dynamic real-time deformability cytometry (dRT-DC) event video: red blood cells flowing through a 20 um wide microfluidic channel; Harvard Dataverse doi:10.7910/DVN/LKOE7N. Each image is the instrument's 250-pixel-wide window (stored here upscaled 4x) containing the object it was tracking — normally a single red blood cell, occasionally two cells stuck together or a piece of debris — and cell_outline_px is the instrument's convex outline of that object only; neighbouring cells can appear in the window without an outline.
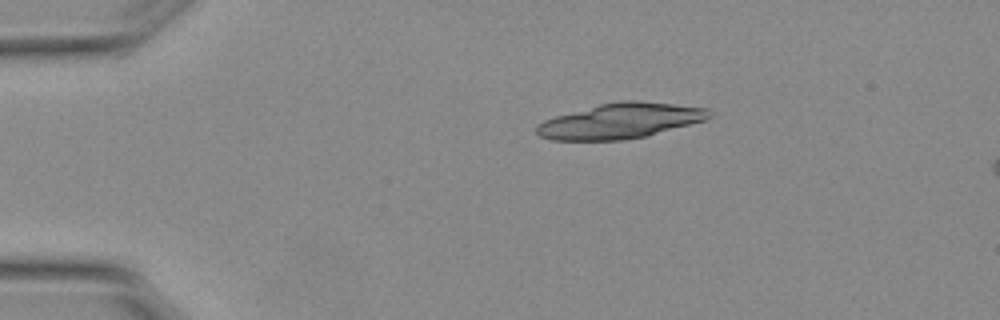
{"species": "Egyptian fruit bat (a non-hibernating species)", "species_latin": "Rousettus aegyptiacus", "temperature_condition": "warm", "stored_images_in_passage": 3, "camera_frame_rate_fps": 3000, "um_per_image_px": 0.085, "animal": {"sex": "female"}, "frame": {"image": 1, "passage_image": 1, "time_ms": 0.0, "image_size_px": [1000, 320], "cell_outline_px": [[712, 116], [708, 120], [644, 136], [624, 140], [552, 140], [540, 136], [536, 132], [536, 124], [544, 120], [556, 116], [600, 104], [620, 100], [636, 100], [708, 108], [712, 112]], "centroid_in_image_um": [52.75, 10.27], "position_along_channel_um": 32.2, "area_um2": 35.37}}